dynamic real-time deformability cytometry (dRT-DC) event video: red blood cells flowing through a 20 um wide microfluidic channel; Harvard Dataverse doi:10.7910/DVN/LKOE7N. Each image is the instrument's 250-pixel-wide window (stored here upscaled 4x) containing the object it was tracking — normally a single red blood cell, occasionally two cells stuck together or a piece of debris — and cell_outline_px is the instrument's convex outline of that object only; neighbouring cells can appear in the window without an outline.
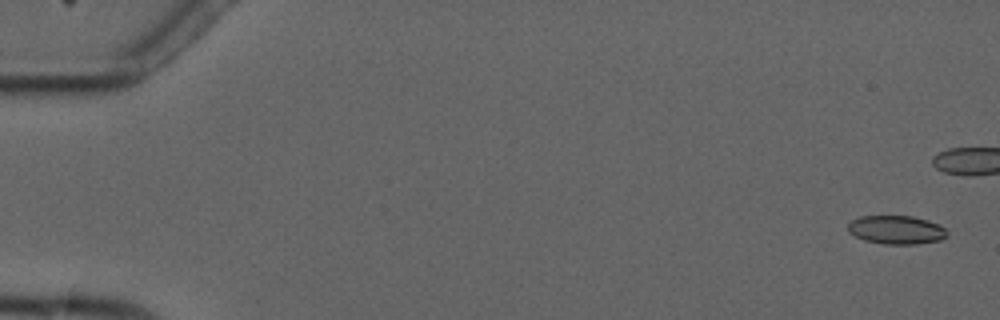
{"species": "common noctule bat (a hibernating species)", "species_latin": "Nyctalus noctula", "temperature_condition": "cold", "stored_images_in_passage": 7, "camera_frame_rate_fps": 3000, "um_per_image_px": 0.085, "animal": {"sex": "male", "forearm_length_mm": 52.5}, "frame": {"image": 1, "passage_image": 1, "time_ms": 0.0, "image_size_px": [1000, 320], "cell_outline_px": [[948, 236], [940, 240], [916, 244], [884, 244], [864, 240], [848, 232], [848, 224], [852, 220], [860, 216], [912, 216], [928, 220], [940, 224], [948, 232]], "centroid_in_image_um": [76.21, 19.53], "position_along_channel_um": 8.8, "area_um2": 16.59}}